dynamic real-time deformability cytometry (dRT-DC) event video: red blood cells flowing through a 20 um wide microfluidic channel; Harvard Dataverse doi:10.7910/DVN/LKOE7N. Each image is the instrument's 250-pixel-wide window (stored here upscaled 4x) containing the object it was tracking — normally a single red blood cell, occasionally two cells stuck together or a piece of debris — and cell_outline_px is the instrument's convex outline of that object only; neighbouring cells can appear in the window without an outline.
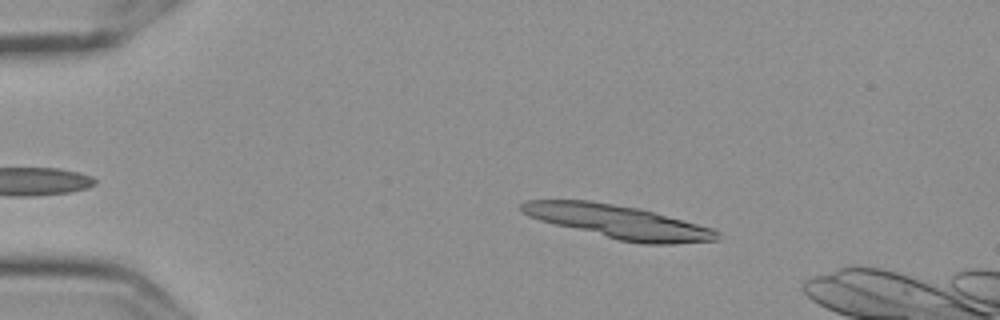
{"species": "Egyptian fruit bat (a non-hibernating species)", "species_latin": "Rousettus aegyptiacus", "temperature_condition": "cold", "stored_images_in_passage": 4, "camera_frame_rate_fps": 3000, "um_per_image_px": 0.085, "frame": {"image": 1, "passage_image": 3, "time_ms": 0.667, "image_size_px": [1000, 320], "cell_outline_px": [[720, 240], [672, 244], [640, 244], [620, 240], [540, 220], [528, 216], [520, 208], [520, 204], [528, 200], [588, 200], [640, 208], [712, 228], [720, 232]], "centroid_in_image_um": [52.62, 18.86], "position_along_channel_um": 32.4, "area_um2": 37.69}}